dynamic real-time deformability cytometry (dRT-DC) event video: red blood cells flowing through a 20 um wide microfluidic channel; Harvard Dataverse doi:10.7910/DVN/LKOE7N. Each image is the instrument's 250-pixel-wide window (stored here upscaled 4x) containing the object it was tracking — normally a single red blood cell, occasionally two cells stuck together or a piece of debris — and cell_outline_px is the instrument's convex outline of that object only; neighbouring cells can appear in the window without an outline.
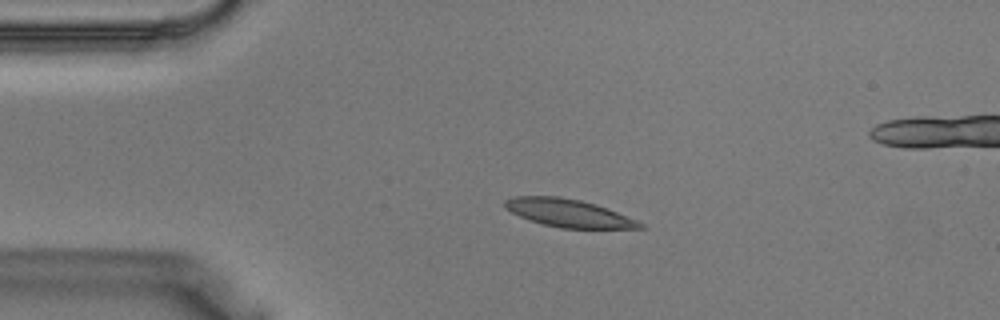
{"species": "Egyptian fruit bat (a non-hibernating species)", "species_latin": "Rousettus aegyptiacus", "temperature_condition": "warm", "stored_images_in_passage": 40, "camera_frame_rate_fps": 3000, "um_per_image_px": 0.085, "animal": {"sex": "male"}, "frame": {"image": 1, "passage_image": 9, "time_ms": 2.667, "image_size_px": [1000, 320], "cell_outline_px": [[644, 228], [560, 228], [544, 224], [520, 216], [504, 208], [504, 200], [516, 196], [560, 196], [580, 200], [596, 204], [608, 208], [636, 220], [644, 224]], "centroid_in_image_um": [48.32, 18.1], "position_along_channel_um": 36.7, "area_um2": 21.73}}
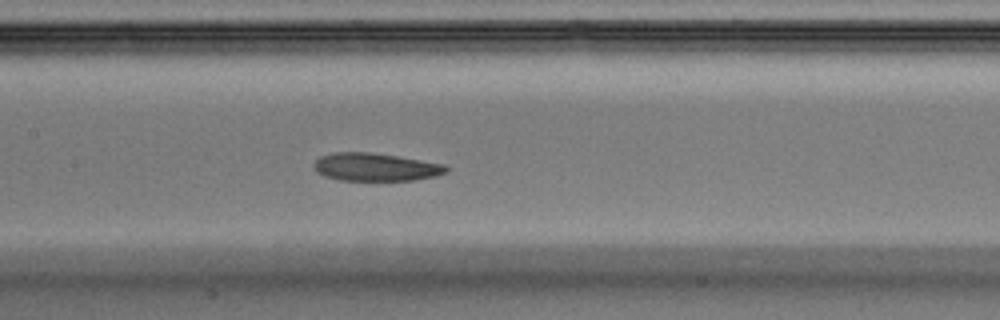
{"frame": {"image": 2, "passage_image": 19, "time_ms": 6.0, "image_size_px": [1000, 320], "cell_outline_px": [[448, 172], [436, 176], [416, 180], [340, 180], [324, 176], [316, 172], [312, 164], [320, 156], [332, 152], [372, 152], [444, 164], [448, 168]], "centroid_in_image_um": [31.89, 14.2], "position_along_channel_um": 175.5, "area_um2": 21.62}}
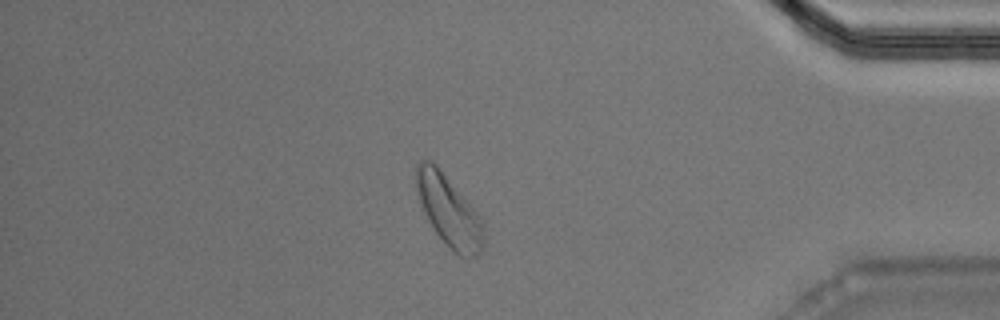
{"frame": {"image": 3, "passage_image": 34, "time_ms": 11.0, "image_size_px": [1000, 320], "cell_outline_px": [[484, 244], [480, 252], [476, 256], [460, 256], [452, 252], [432, 228], [424, 212], [416, 188], [416, 164], [420, 160], [432, 160], [436, 164], [480, 216], [484, 232]], "centroid_in_image_um": [38.14, 17.93], "position_along_channel_um": 397.1, "area_um2": 27.63}}